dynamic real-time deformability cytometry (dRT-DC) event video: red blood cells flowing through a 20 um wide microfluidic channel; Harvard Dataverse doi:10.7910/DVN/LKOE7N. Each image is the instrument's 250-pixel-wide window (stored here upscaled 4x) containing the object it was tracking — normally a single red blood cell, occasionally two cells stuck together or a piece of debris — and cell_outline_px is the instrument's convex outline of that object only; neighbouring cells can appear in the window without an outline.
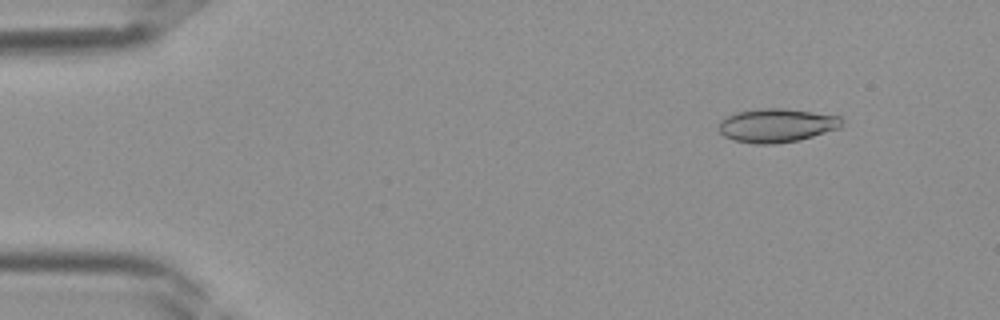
{"species": "Egyptian fruit bat (a non-hibernating species)", "species_latin": "Rousettus aegyptiacus", "temperature_condition": "room temperature", "stored_images_in_passage": 39, "camera_frame_rate_fps": 3000, "um_per_image_px": 0.085, "frame": {"image": 1, "passage_image": 5, "time_ms": 1.333, "image_size_px": [1000, 320], "cell_outline_px": [[844, 124], [840, 128], [800, 140], [776, 144], [756, 144], [736, 140], [724, 136], [716, 128], [720, 120], [724, 116], [736, 112], [760, 108], [784, 108], [840, 116], [844, 120]], "centroid_in_image_um": [66.01, 10.65], "position_along_channel_um": 19.0, "area_um2": 24.51}}
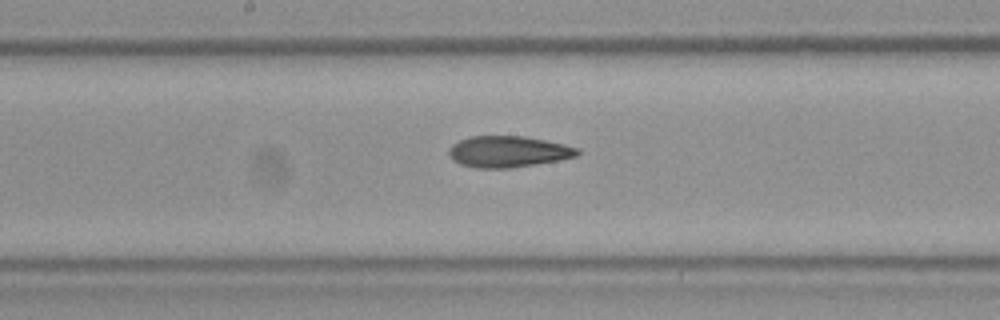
{"frame": {"image": 2, "passage_image": 21, "time_ms": 6.667, "image_size_px": [1000, 320], "cell_outline_px": [[580, 152], [576, 156], [560, 160], [512, 168], [476, 168], [460, 164], [452, 160], [448, 156], [448, 148], [452, 144], [468, 136], [524, 136], [564, 144], [580, 148]], "centroid_in_image_um": [43.17, 12.89], "position_along_channel_um": 205.0, "area_um2": 23.64}}
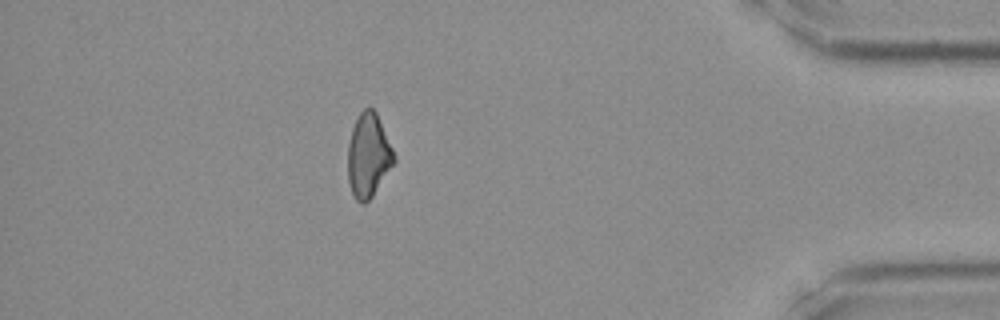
{"frame": {"image": 3, "passage_image": 35, "time_ms": 11.333, "image_size_px": [1000, 320], "cell_outline_px": [[396, 160], [372, 196], [364, 204], [360, 204], [356, 200], [352, 192], [348, 180], [348, 144], [352, 128], [360, 112], [364, 108], [372, 108], [376, 112], [396, 156]], "centroid_in_image_um": [31.31, 13.22], "position_along_channel_um": 403.9, "area_um2": 22.37}}